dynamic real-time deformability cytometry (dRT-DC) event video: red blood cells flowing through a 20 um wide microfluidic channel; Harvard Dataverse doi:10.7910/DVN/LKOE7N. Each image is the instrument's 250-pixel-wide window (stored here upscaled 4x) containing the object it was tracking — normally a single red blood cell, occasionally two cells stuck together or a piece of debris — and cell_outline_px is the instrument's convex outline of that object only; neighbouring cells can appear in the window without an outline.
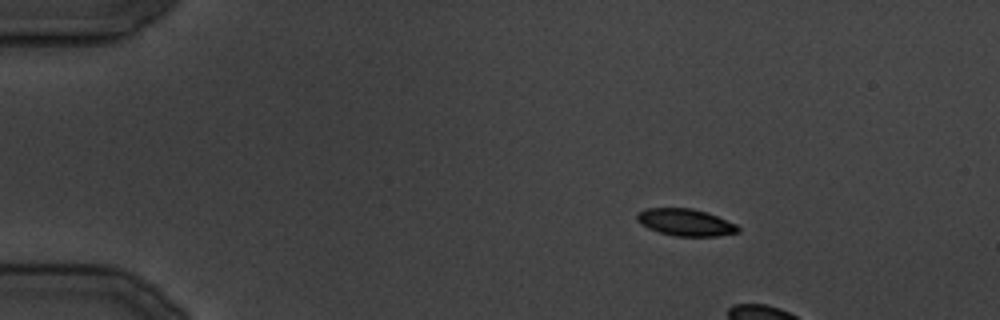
{"species": "common noctule bat (a hibernating species)", "species_latin": "Nyctalus noctula", "temperature_condition": "cold", "stored_images_in_passage": 9, "camera_frame_rate_fps": 3000, "um_per_image_px": 0.085, "animal": {"sex": "male", "body_mass_g": 19.5, "forearm_length_mm": 54.6}, "frame": {"image": 1, "passage_image": 6, "time_ms": 6.0, "image_size_px": [1000, 320], "cell_outline_px": [[740, 232], [720, 236], [676, 236], [660, 232], [648, 228], [640, 224], [636, 220], [636, 212], [644, 208], [692, 208], [716, 216], [736, 224], [740, 228]], "centroid_in_image_um": [58.23, 18.9], "position_along_channel_um": 26.8, "area_um2": 15.95}}